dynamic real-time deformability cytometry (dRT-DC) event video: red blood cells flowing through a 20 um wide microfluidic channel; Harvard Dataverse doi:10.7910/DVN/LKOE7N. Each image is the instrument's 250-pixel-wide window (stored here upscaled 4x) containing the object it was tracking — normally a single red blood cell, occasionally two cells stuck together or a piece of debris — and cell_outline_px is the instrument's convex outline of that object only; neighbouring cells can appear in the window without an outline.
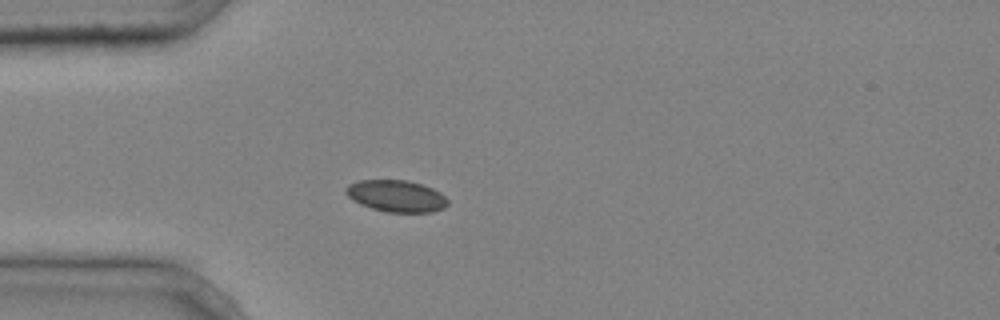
{"species": "common noctule bat (a hibernating species)", "species_latin": "Nyctalus noctula", "temperature_condition": "cold", "stored_images_in_passage": 33, "camera_frame_rate_fps": 3000, "um_per_image_px": 0.085, "animal": {"sex": "male", "body_mass_g": 20.4}, "frame": {"image": 1, "passage_image": 1, "time_ms": 0.0, "image_size_px": [1000, 320], "cell_outline_px": [[448, 204], [444, 208], [432, 212], [388, 212], [372, 208], [360, 204], [352, 200], [344, 192], [344, 188], [348, 184], [360, 180], [408, 180], [432, 188], [440, 192], [448, 200]], "centroid_in_image_um": [33.66, 16.66], "position_along_channel_um": 51.3, "area_um2": 18.9}}
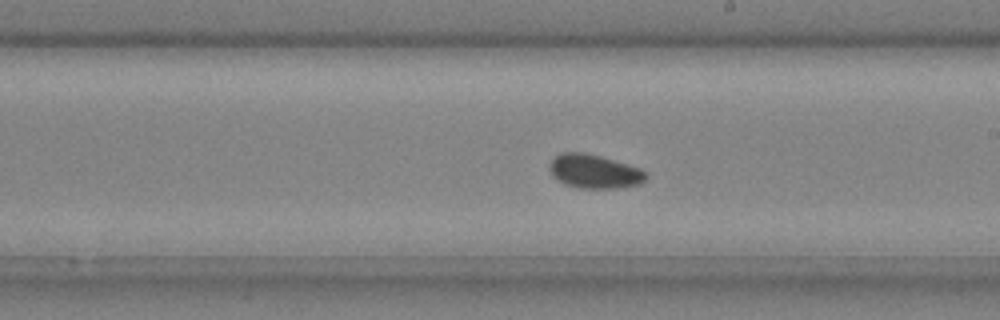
{"frame": {"image": 2, "passage_image": 15, "time_ms": 4.667, "image_size_px": [1000, 320], "cell_outline_px": [[648, 176], [640, 184], [616, 188], [580, 188], [564, 184], [556, 180], [552, 176], [548, 168], [548, 164], [560, 152], [584, 152], [600, 156], [640, 168], [648, 172]], "centroid_in_image_um": [50.49, 14.57], "position_along_channel_um": 238.5, "area_um2": 19.19}}
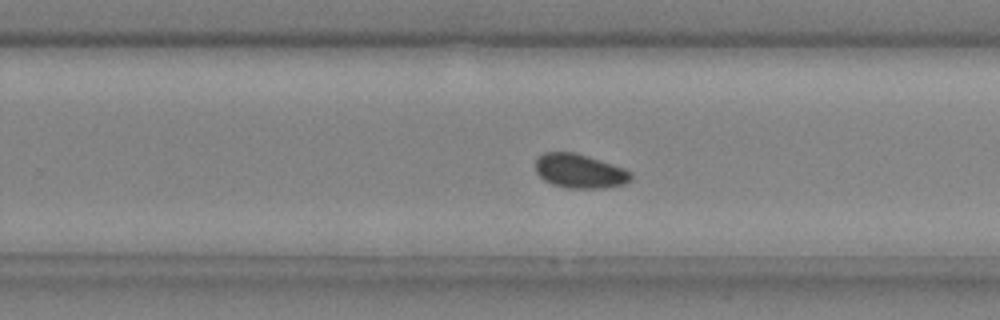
{"frame": {"image": 3, "passage_image": 18, "time_ms": 5.667, "image_size_px": [1000, 320], "cell_outline_px": [[632, 180], [624, 184], [604, 188], [568, 188], [552, 184], [544, 180], [536, 172], [536, 156], [544, 152], [576, 152], [624, 168], [632, 172]], "centroid_in_image_um": [49.27, 14.54], "position_along_channel_um": 280.5, "area_um2": 19.13}, "authors_computed_cell_mechanics": {"area_um2": 18.785, "velocity_mm_per_s": 4.209, "shape_relaxation_time_tau1_ms": 3.3825, "shape_relaxation_time_tau2_ms": 7.2244, "deformation_change_tau1": 0.0397, "deformation_change_tau2": 0.0557}}